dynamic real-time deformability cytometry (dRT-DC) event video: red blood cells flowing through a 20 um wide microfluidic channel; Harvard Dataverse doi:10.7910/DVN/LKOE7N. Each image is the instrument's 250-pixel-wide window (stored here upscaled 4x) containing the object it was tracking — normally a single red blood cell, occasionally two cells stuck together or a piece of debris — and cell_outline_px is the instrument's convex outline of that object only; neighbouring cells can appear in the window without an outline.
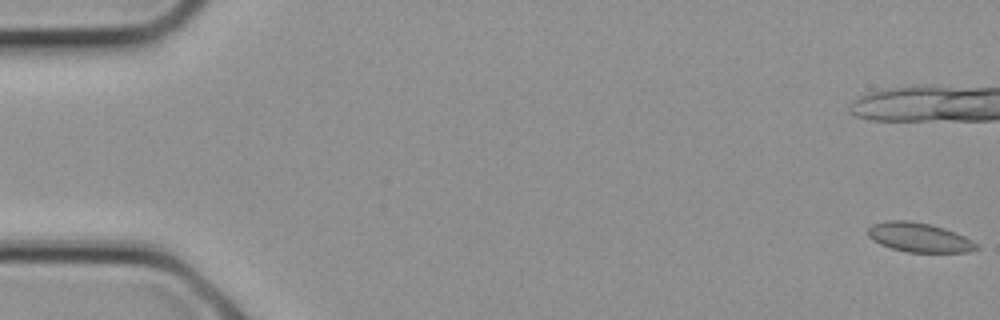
{"species": "common noctule bat (a hibernating species)", "species_latin": "Nyctalus noctula", "temperature_condition": "cold", "stored_images_in_passage": 6, "camera_frame_rate_fps": 3000, "um_per_image_px": 0.085, "animal": {"sex": "female", "body_mass_g": 21.9}, "frame": {"image": 1, "passage_image": 1, "time_ms": 0.0, "image_size_px": [1000, 320], "cell_outline_px": [[980, 248], [968, 252], [908, 252], [892, 248], [880, 244], [872, 240], [868, 236], [868, 228], [872, 224], [884, 220], [908, 220], [932, 224], [944, 228], [964, 236], [972, 240]], "centroid_in_image_um": [78.11, 20.17], "position_along_channel_um": 6.9, "area_um2": 18.61}}